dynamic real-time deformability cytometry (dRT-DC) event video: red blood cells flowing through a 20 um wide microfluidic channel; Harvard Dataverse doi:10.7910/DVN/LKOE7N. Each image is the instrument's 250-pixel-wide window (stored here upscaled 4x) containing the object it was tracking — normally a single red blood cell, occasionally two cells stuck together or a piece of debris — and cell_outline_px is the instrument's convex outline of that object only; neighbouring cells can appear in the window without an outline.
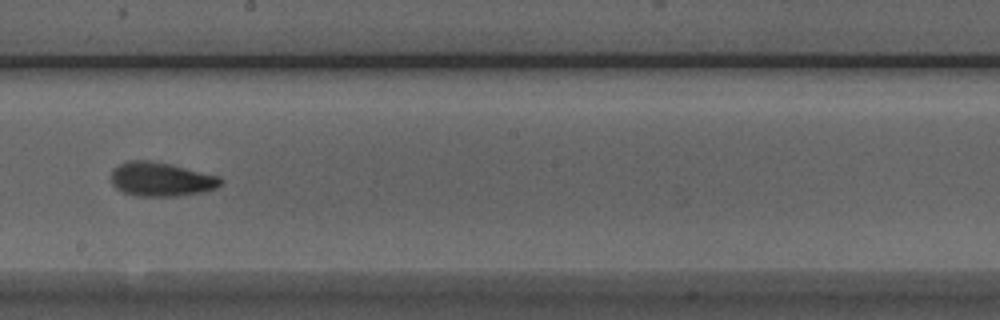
{"species": "Egyptian fruit bat (a non-hibernating species)", "species_latin": "Rousettus aegyptiacus", "temperature_condition": "room temperature", "stored_images_in_passage": 25, "camera_frame_rate_fps": 3000, "um_per_image_px": 0.085, "animal": {"sex": "male"}, "frame": {"image": 1, "passage_image": 18, "time_ms": 5.667, "image_size_px": [1000, 320], "cell_outline_px": [[224, 180], [216, 188], [204, 192], [176, 196], [136, 196], [124, 192], [116, 188], [112, 184], [112, 168], [128, 160], [148, 160], [168, 164], [220, 176]], "centroid_in_image_um": [13.69, 15.24], "position_along_channel_um": 234.5, "area_um2": 21.68}}